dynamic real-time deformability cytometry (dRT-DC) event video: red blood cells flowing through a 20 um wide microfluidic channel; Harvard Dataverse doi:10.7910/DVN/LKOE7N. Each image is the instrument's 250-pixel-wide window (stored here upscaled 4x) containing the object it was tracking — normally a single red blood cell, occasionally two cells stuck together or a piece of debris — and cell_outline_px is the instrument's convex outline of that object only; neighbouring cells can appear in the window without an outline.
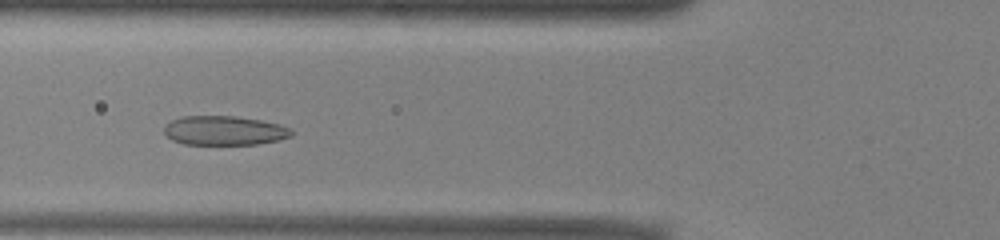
{"species": "common noctule bat (a hibernating species)", "species_latin": "Nyctalus noctula", "temperature_condition": "warm", "stored_images_in_passage": 46, "camera_frame_rate_fps": 3000, "um_per_image_px": 0.085, "animal": {"sex": "male", "body_mass_g": 13.0, "forearm_length_mm": 53.1}, "frame": {"image": 1, "passage_image": 13, "time_ms": 4.0, "image_size_px": [1000, 240], "cell_outline_px": [[292, 136], [276, 140], [256, 144], [184, 144], [172, 140], [164, 132], [164, 128], [172, 120], [180, 116], [236, 116], [260, 120], [280, 124], [292, 128]], "centroid_in_image_um": [19.08, 11.09], "position_along_channel_um": 106.7, "area_um2": 21.62}}
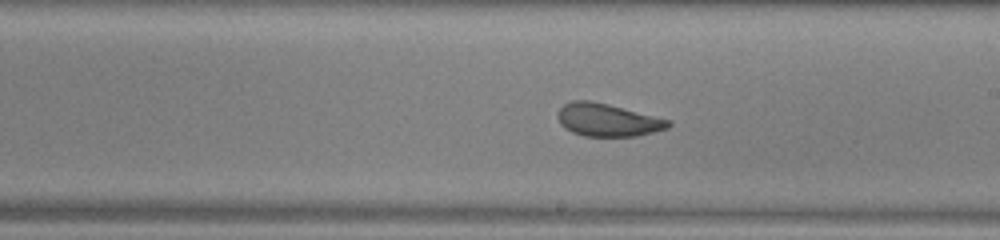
{"frame": {"image": 2, "passage_image": 23, "time_ms": 7.333, "image_size_px": [1000, 240], "cell_outline_px": [[672, 124], [668, 128], [636, 136], [584, 136], [572, 132], [564, 128], [560, 124], [556, 116], [556, 112], [564, 104], [572, 100], [588, 100], [608, 104], [672, 120]], "centroid_in_image_um": [51.62, 10.19], "position_along_channel_um": 237.4, "area_um2": 21.27}}
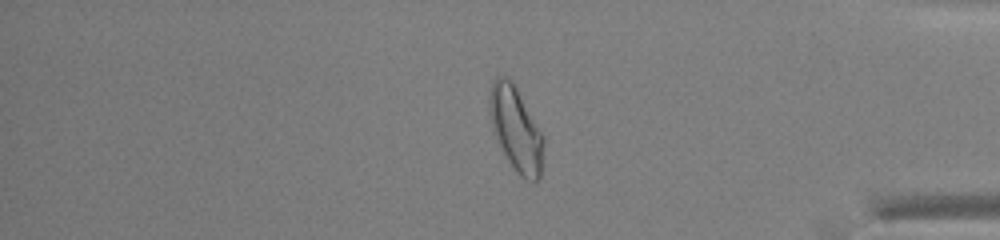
{"frame": {"image": 3, "passage_image": 37, "time_ms": 12.0, "image_size_px": [1000, 240], "cell_outline_px": [[544, 144], [540, 176], [536, 184], [532, 184], [524, 180], [512, 168], [492, 128], [488, 108], [488, 96], [492, 84], [496, 76], [508, 76], [512, 80], [544, 136]], "centroid_in_image_um": [43.86, 10.99], "position_along_channel_um": 391.3, "area_um2": 26.82}, "authors_computed_cell_mechanics": {"area_um2": 24.6517, "velocity_mm_per_s": 3.9255, "shape_relaxation_time_tau1_ms": 5.5583, "shape_relaxation_time_tau2_ms": 1.0368, "deformation_change_tau1": 0.1426, "deformation_change_tau2": 0.0744}}